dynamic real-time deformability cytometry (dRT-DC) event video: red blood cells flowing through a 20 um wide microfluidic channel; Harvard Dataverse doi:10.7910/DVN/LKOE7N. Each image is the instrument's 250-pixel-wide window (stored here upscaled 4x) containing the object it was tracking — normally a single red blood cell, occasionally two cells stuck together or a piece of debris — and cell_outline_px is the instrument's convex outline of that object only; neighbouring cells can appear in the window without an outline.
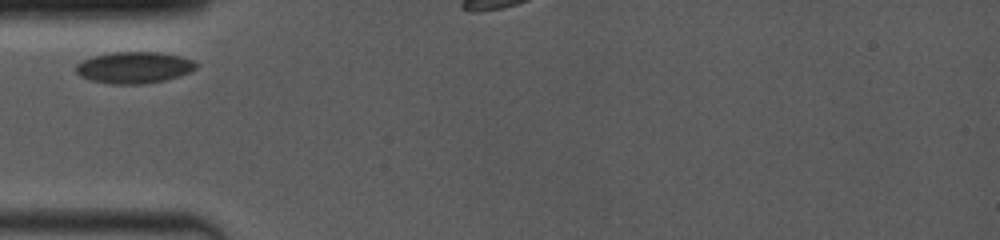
{"species": "common noctule bat (a hibernating species)", "species_latin": "Nyctalus noctula", "temperature_condition": "room temperature", "stored_images_in_passage": 5, "camera_frame_rate_fps": 4000, "um_per_image_px": 0.085, "animal": {"sex": "female", "body_mass_g": 19.0, "forearm_length_mm": 53.3}, "frame": {"image": 1, "passage_image": 1, "time_ms": 0.0, "image_size_px": [1000, 240], "cell_outline_px": [[196, 68], [180, 76], [164, 80], [144, 84], [112, 84], [92, 80], [80, 76], [76, 72], [76, 64], [92, 56], [112, 52], [160, 52], [180, 56], [196, 60]], "centroid_in_image_um": [11.41, 5.73], "position_along_channel_um": 73.6, "area_um2": 22.08}}
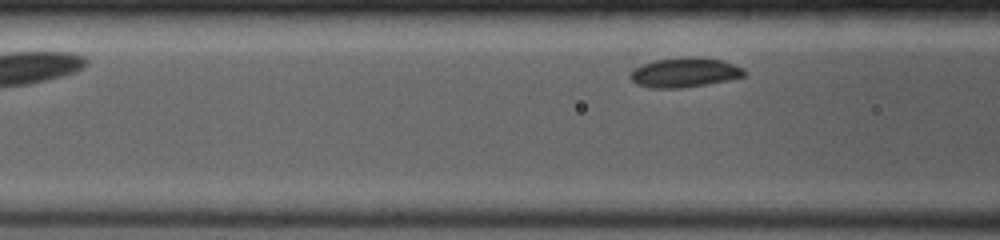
{"frame": {"image": 2, "passage_image": 5, "time_ms": 2.5, "image_size_px": [1000, 240], "cell_outline_px": [[748, 72], [744, 76], [728, 80], [684, 88], [652, 88], [636, 84], [628, 76], [636, 68], [644, 64], [656, 60], [688, 56], [696, 56], [720, 60], [744, 68]], "centroid_in_image_um": [58.22, 6.16], "position_along_channel_um": 108.4, "area_um2": 19.59}}